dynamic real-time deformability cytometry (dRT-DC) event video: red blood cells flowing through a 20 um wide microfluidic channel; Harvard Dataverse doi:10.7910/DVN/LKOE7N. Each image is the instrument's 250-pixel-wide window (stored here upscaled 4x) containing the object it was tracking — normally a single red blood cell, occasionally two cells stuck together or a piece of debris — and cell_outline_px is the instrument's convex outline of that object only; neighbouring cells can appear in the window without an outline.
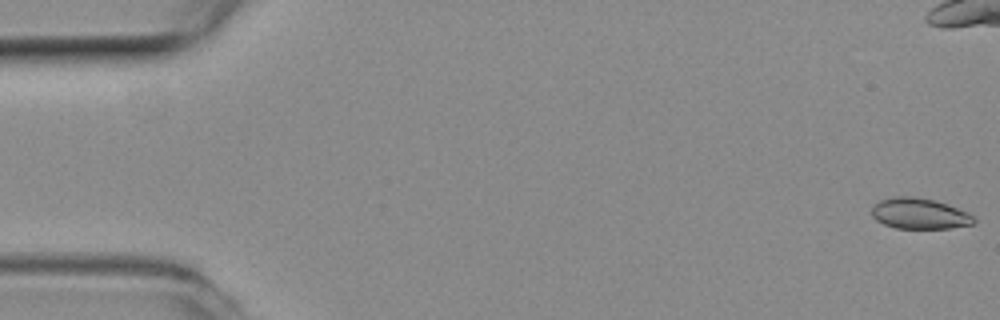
{"species": "common noctule bat (a hibernating species)", "species_latin": "Nyctalus noctula", "temperature_condition": "room temperature", "stored_images_in_passage": 55, "camera_frame_rate_fps": 3000, "um_per_image_px": 0.085, "animal": {"sex": "female", "body_mass_g": 19.3, "forearm_length_mm": 54.1}, "frame": {"image": 1, "passage_image": 1, "time_ms": 0.0, "image_size_px": [1000, 320], "cell_outline_px": [[976, 220], [972, 224], [948, 228], [896, 228], [884, 224], [876, 220], [872, 216], [872, 208], [880, 200], [896, 196], [912, 196], [936, 200], [968, 212]], "centroid_in_image_um": [78.15, 18.15], "position_along_channel_um": 6.9, "area_um2": 18.21}}
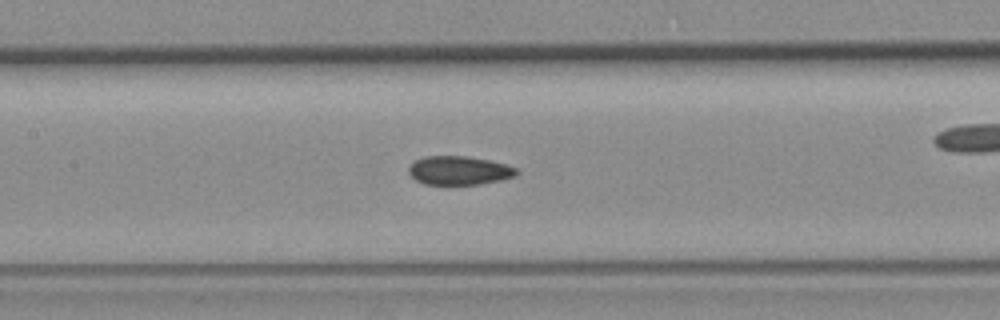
{"frame": {"image": 2, "passage_image": 25, "time_ms": 8.0, "image_size_px": [1000, 320], "cell_outline_px": [[520, 172], [516, 176], [500, 180], [480, 184], [424, 184], [416, 180], [408, 172], [408, 168], [416, 160], [424, 156], [468, 156], [488, 160], [504, 164], [516, 168]], "centroid_in_image_um": [39.03, 14.49], "position_along_channel_um": 168.4, "area_um2": 17.98}}
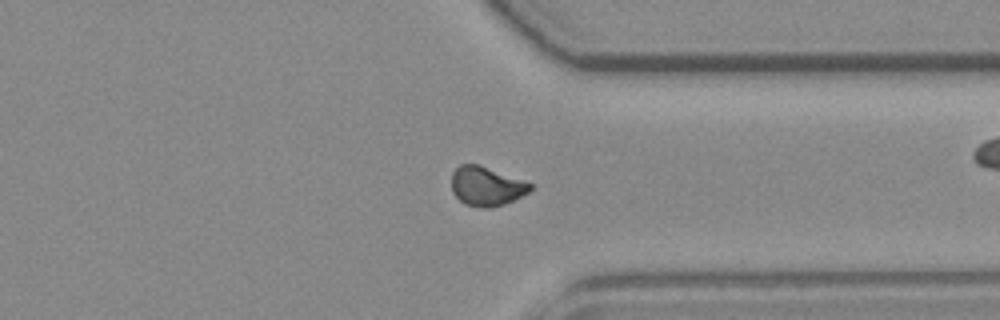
{"frame": {"image": 3, "passage_image": 41, "time_ms": 13.333, "image_size_px": [1000, 320], "cell_outline_px": [[532, 188], [528, 192], [504, 204], [492, 208], [484, 208], [464, 204], [452, 192], [452, 172], [460, 164], [480, 164], [532, 184]], "centroid_in_image_um": [41.31, 15.82], "position_along_channel_um": 370.1, "area_um2": 17.86}, "authors_computed_cell_mechanics": {"area_um2": 18.3804, "velocity_mm_per_s": 3.8269, "shape_relaxation_time_tau1_ms": null, "shape_relaxation_time_tau2_ms": 4.0731, "deformation_change_tau1": null, "deformation_change_tau2": 0.0533}}